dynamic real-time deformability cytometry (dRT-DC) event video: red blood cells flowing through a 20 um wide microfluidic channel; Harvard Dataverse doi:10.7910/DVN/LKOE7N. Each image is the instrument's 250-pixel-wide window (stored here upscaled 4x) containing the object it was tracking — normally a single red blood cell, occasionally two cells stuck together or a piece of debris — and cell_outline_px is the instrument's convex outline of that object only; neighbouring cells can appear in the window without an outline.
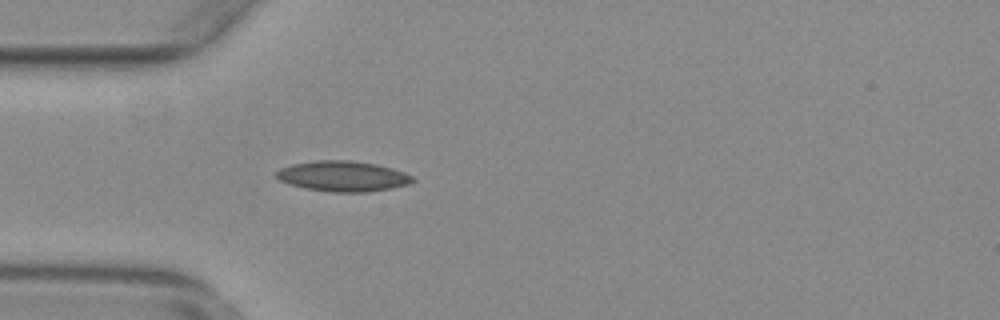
{"species": "common noctule bat (a hibernating species)", "species_latin": "Nyctalus noctula", "temperature_condition": "warm", "stored_images_in_passage": 51, "camera_frame_rate_fps": 3000, "um_per_image_px": 0.085, "animal": {"sex": "female", "body_mass_g": 29.2, "forearm_length_mm": 56.3}, "frame": {"image": 1, "passage_image": 16, "time_ms": 5.0, "image_size_px": [1000, 320], "cell_outline_px": [[416, 180], [408, 184], [392, 188], [368, 192], [332, 192], [304, 188], [288, 184], [280, 180], [276, 176], [276, 172], [280, 168], [292, 164], [316, 160], [348, 160], [376, 164], [392, 168], [404, 172], [412, 176]], "centroid_in_image_um": [29.14, 14.98], "position_along_channel_um": 55.9, "area_um2": 24.22}}
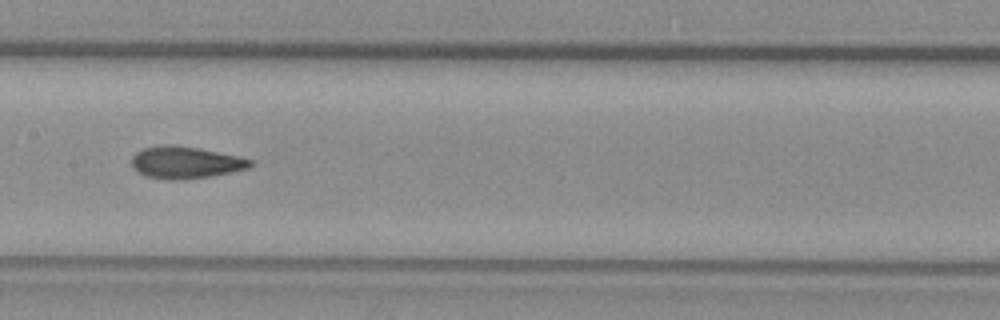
{"frame": {"image": 2, "passage_image": 27, "time_ms": 8.667, "image_size_px": [1000, 320], "cell_outline_px": [[256, 164], [248, 168], [208, 176], [180, 180], [172, 180], [144, 176], [136, 172], [132, 168], [132, 156], [136, 152], [144, 148], [164, 144], [172, 144], [200, 148], [240, 156], [256, 160]], "centroid_in_image_um": [15.78, 13.8], "position_along_channel_um": 191.6, "area_um2": 22.43}}
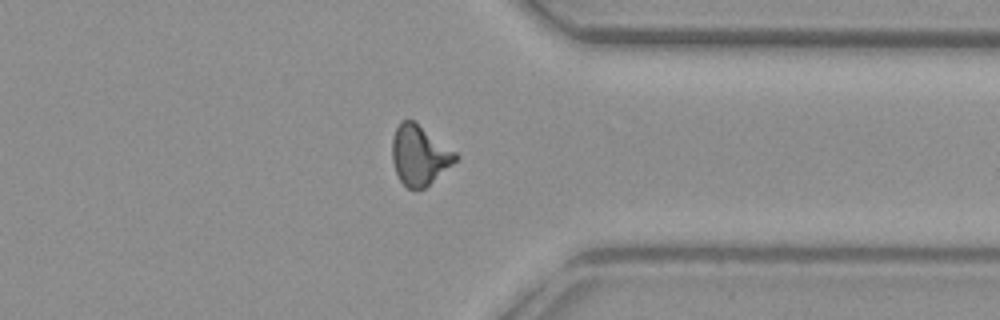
{"frame": {"image": 3, "passage_image": 42, "time_ms": 13.667, "image_size_px": [1000, 320], "cell_outline_px": [[460, 156], [452, 164], [424, 188], [408, 188], [400, 180], [396, 172], [392, 160], [392, 140], [396, 128], [400, 120], [412, 120], [456, 152]], "centroid_in_image_um": [35.63, 13.18], "position_along_channel_um": 375.8, "area_um2": 21.56}}